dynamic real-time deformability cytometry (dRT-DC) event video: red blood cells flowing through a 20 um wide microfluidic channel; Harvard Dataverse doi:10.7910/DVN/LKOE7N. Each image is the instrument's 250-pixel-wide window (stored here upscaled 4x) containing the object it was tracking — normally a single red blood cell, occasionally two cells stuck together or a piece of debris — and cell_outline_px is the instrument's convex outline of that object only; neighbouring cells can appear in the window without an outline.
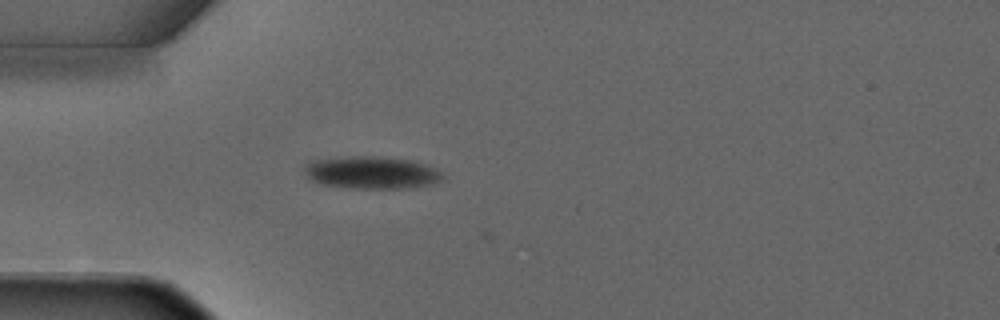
{"species": "common noctule bat (a hibernating species)", "species_latin": "Nyctalus noctula", "temperature_condition": "warm", "stored_images_in_passage": 3, "camera_frame_rate_fps": 3000, "um_per_image_px": 0.085, "animal": {"sex": "male", "forearm_length_mm": 52.5}, "frame": {"image": 1, "passage_image": 3, "time_ms": 2.333, "image_size_px": [1000, 320], "cell_outline_px": [[444, 176], [440, 180], [432, 184], [404, 188], [352, 188], [324, 184], [312, 180], [304, 172], [304, 164], [312, 160], [348, 156], [380, 156], [408, 160], [428, 164], [436, 168]], "centroid_in_image_um": [31.58, 14.65], "position_along_channel_um": 53.4, "area_um2": 26.07}}